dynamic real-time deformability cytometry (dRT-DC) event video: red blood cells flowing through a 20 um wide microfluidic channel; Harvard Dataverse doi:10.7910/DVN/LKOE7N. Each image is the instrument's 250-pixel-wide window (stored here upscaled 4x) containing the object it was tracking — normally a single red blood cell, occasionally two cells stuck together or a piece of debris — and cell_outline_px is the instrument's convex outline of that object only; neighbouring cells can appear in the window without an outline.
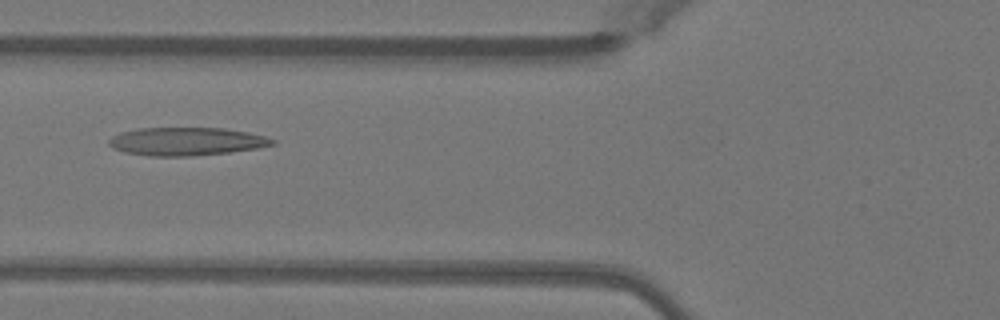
{"species": "Egyptian fruit bat (a non-hibernating species)", "species_latin": "Rousettus aegyptiacus", "temperature_condition": "warm", "stored_images_in_passage": 44, "camera_frame_rate_fps": 3000, "um_per_image_px": 0.085, "animal": {"sex": "female"}, "frame": {"image": 1, "passage_image": 14, "time_ms": 4.333, "image_size_px": [1000, 320], "cell_outline_px": [[276, 144], [256, 148], [228, 152], [192, 156], [148, 156], [124, 152], [112, 148], [108, 144], [108, 140], [112, 136], [120, 132], [140, 128], [224, 128], [248, 132], [264, 136], [276, 140]], "centroid_in_image_um": [15.81, 12.02], "position_along_channel_um": 110.0, "area_um2": 26.82}}
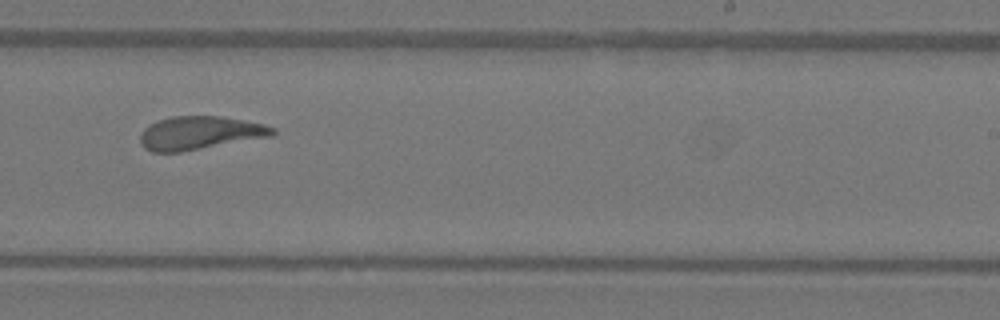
{"frame": {"image": 2, "passage_image": 26, "time_ms": 8.333, "image_size_px": [1000, 320], "cell_outline_px": [[276, 132], [272, 136], [180, 152], [152, 152], [144, 148], [140, 144], [140, 132], [148, 124], [156, 120], [172, 116], [220, 116], [264, 124], [276, 128]], "centroid_in_image_um": [16.94, 11.3], "position_along_channel_um": 272.1, "area_um2": 25.84}}
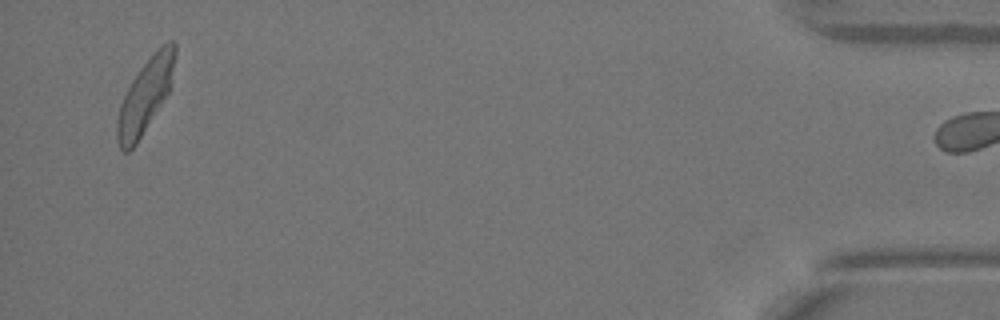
{"frame": {"image": 3, "passage_image": 43, "time_ms": 14.0, "image_size_px": [1000, 320], "cell_outline_px": [[176, 56], [172, 88], [136, 144], [128, 152], [124, 152], [120, 148], [116, 140], [116, 120], [120, 104], [132, 80], [140, 68], [168, 40], [176, 40]], "centroid_in_image_um": [12.37, 8.15], "position_along_channel_um": 422.8, "area_um2": 24.97}, "authors_computed_cell_mechanics": {"area_um2": 25.8366, "velocity_mm_per_s": 4.0495, "shape_relaxation_time_tau1_ms": null, "shape_relaxation_time_tau2_ms": 2.112, "deformation_change_tau1": null, "deformation_change_tau2": 0.1234}}